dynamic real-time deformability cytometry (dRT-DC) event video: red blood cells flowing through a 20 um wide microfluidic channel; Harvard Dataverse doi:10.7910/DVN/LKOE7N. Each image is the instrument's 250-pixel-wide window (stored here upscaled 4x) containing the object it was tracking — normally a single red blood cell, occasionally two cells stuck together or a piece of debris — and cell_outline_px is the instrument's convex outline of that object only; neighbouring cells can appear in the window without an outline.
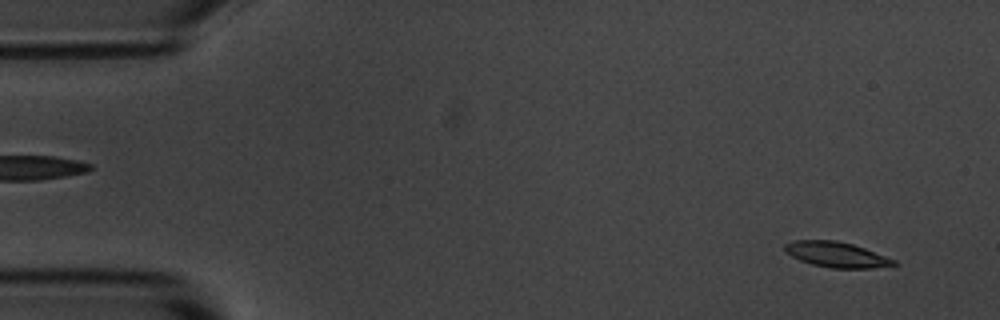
{"species": "common noctule bat (a hibernating species)", "species_latin": "Nyctalus noctula", "temperature_condition": "room temperature", "stored_images_in_passage": 5, "camera_frame_rate_fps": 3000, "um_per_image_px": 0.085, "animal": {"sex": "male", "body_mass_g": 20.1, "forearm_length_mm": 53.5}, "frame": {"image": 1, "passage_image": 1, "time_ms": 0.0, "image_size_px": [1000, 320], "cell_outline_px": [[900, 264], [872, 268], [832, 268], [812, 264], [800, 260], [792, 256], [784, 248], [784, 244], [792, 240], [836, 240], [852, 244], [864, 248], [896, 260]], "centroid_in_image_um": [71.11, 21.63], "position_along_channel_um": 13.9, "area_um2": 16.01}}
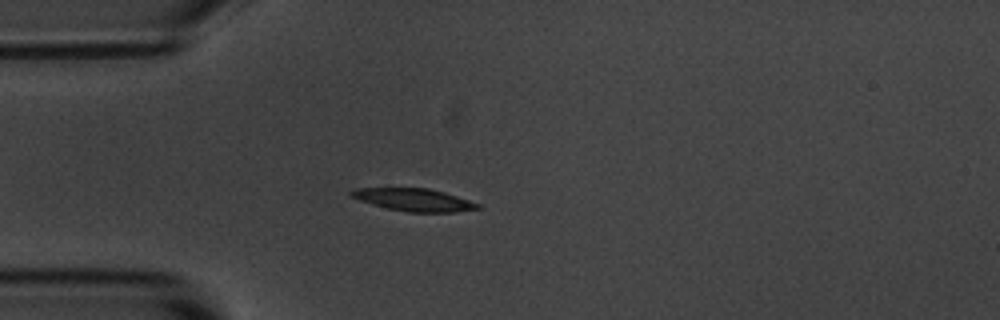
{"frame": {"image": 2, "passage_image": 4, "time_ms": 3.667, "image_size_px": [1000, 320], "cell_outline_px": [[480, 208], [456, 212], [408, 212], [388, 208], [360, 200], [352, 196], [348, 192], [352, 188], [428, 188], [444, 192], [480, 204]], "centroid_in_image_um": [35.18, 16.97], "position_along_channel_um": 49.8, "area_um2": 16.42}}